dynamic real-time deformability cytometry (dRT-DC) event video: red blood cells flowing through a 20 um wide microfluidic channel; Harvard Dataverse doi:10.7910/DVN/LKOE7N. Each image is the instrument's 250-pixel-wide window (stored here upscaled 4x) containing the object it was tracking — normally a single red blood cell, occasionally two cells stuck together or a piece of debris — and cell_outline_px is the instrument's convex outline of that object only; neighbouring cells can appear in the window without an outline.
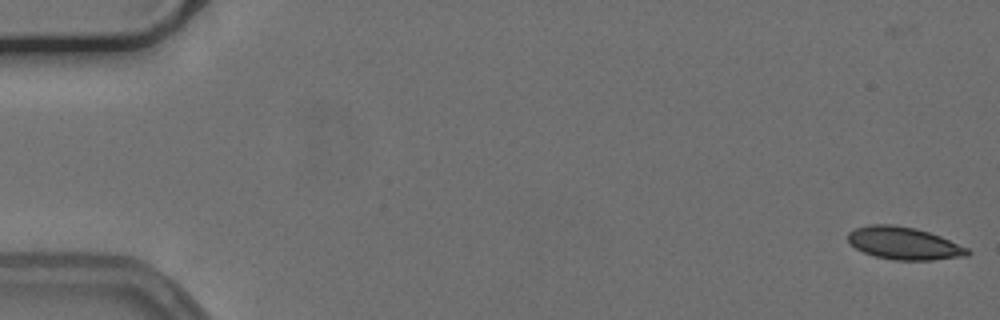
{"species": "common noctule bat (a hibernating species)", "species_latin": "Nyctalus noctula", "temperature_condition": "cold", "stored_images_in_passage": 56, "camera_frame_rate_fps": 3000, "um_per_image_px": 0.085, "animal": {"sex": "female", "body_mass_g": 24.6, "forearm_length_mm": 56.2}, "frame": {"image": 1, "passage_image": 2, "time_ms": 0.333, "image_size_px": [1000, 320], "cell_outline_px": [[972, 252], [968, 256], [932, 260], [896, 260], [876, 256], [864, 252], [856, 248], [848, 240], [848, 232], [856, 228], [868, 224], [892, 224], [916, 228], [940, 236], [968, 248]], "centroid_in_image_um": [76.86, 20.67], "position_along_channel_um": 8.1, "area_um2": 22.6}}
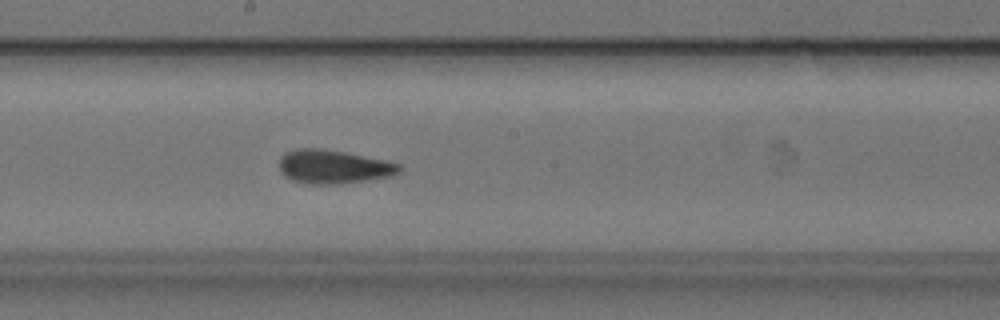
{"frame": {"image": 2, "passage_image": 31, "time_ms": 10.0, "image_size_px": [1000, 320], "cell_outline_px": [[400, 172], [392, 176], [368, 180], [340, 184], [308, 184], [292, 180], [284, 176], [280, 172], [280, 156], [284, 152], [296, 148], [320, 148], [344, 152], [384, 160], [400, 164]], "centroid_in_image_um": [28.31, 14.17], "position_along_channel_um": 219.9, "area_um2": 23.7}}
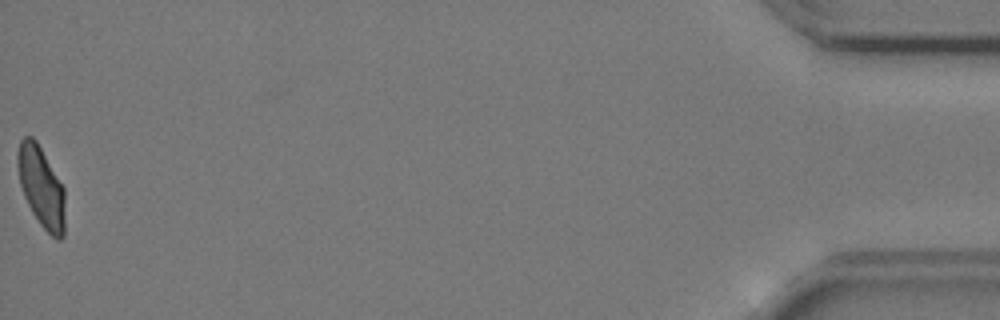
{"frame": {"image": 3, "passage_image": 56, "time_ms": 18.333, "image_size_px": [1000, 320], "cell_outline_px": [[64, 236], [60, 240], [56, 240], [40, 224], [32, 212], [24, 196], [20, 184], [16, 164], [16, 156], [20, 140], [24, 136], [32, 136], [36, 140], [64, 188]], "centroid_in_image_um": [3.49, 15.88], "position_along_channel_um": 431.7, "area_um2": 22.25}, "authors_computed_cell_mechanics": {"area_um2": 23.1778, "velocity_mm_per_s": 3.7504, "shape_relaxation_time_tau1_ms": 8.8409, "shape_relaxation_time_tau2_ms": 2.1118, "deformation_change_tau1": 0.1599, "deformation_change_tau2": 0.0607}}